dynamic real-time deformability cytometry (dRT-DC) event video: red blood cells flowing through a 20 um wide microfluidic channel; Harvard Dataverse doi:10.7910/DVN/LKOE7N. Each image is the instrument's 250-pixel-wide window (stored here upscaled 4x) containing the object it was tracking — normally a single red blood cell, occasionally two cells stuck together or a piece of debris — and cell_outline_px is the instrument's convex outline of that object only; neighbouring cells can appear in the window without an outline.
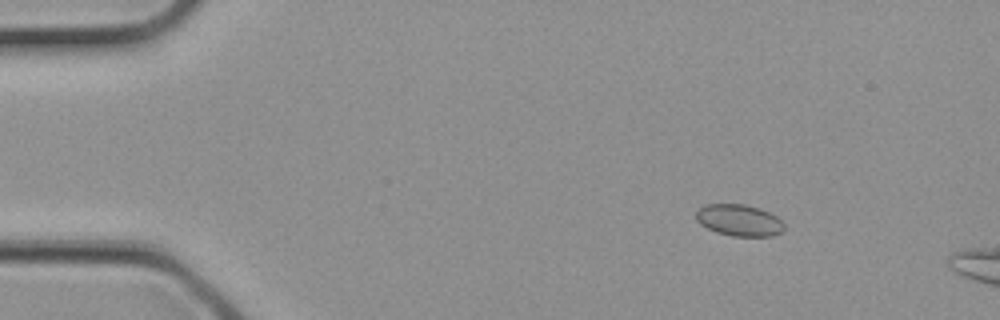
{"species": "common noctule bat (a hibernating species)", "species_latin": "Nyctalus noctula", "temperature_condition": "cold", "stored_images_in_passage": 2, "camera_frame_rate_fps": 3000, "um_per_image_px": 0.085, "animal": {"sex": "female", "body_mass_g": 21.9}, "frame": {"image": 1, "passage_image": 1, "time_ms": 0.0, "image_size_px": [1000, 320], "cell_outline_px": [[784, 228], [780, 232], [772, 236], [732, 236], [716, 232], [700, 224], [696, 220], [696, 212], [704, 204], [744, 204], [760, 208], [776, 216], [784, 224]], "centroid_in_image_um": [62.81, 18.71], "position_along_channel_um": 22.2, "area_um2": 16.18}}